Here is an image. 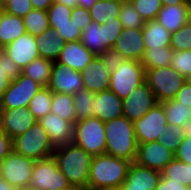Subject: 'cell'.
Masks as SVG:
<instances>
[{
	"label": "cell",
	"mask_w": 191,
	"mask_h": 190,
	"mask_svg": "<svg viewBox=\"0 0 191 190\" xmlns=\"http://www.w3.org/2000/svg\"><path fill=\"white\" fill-rule=\"evenodd\" d=\"M173 99L191 108V83L186 81Z\"/></svg>",
	"instance_id": "obj_51"
},
{
	"label": "cell",
	"mask_w": 191,
	"mask_h": 190,
	"mask_svg": "<svg viewBox=\"0 0 191 190\" xmlns=\"http://www.w3.org/2000/svg\"><path fill=\"white\" fill-rule=\"evenodd\" d=\"M146 83L153 91L157 102L173 99L186 79L171 66L146 69Z\"/></svg>",
	"instance_id": "obj_6"
},
{
	"label": "cell",
	"mask_w": 191,
	"mask_h": 190,
	"mask_svg": "<svg viewBox=\"0 0 191 190\" xmlns=\"http://www.w3.org/2000/svg\"><path fill=\"white\" fill-rule=\"evenodd\" d=\"M189 22H191V6H190V9H189Z\"/></svg>",
	"instance_id": "obj_63"
},
{
	"label": "cell",
	"mask_w": 191,
	"mask_h": 190,
	"mask_svg": "<svg viewBox=\"0 0 191 190\" xmlns=\"http://www.w3.org/2000/svg\"><path fill=\"white\" fill-rule=\"evenodd\" d=\"M63 190H84V189H81V188H77V187H70V188H66V189H63Z\"/></svg>",
	"instance_id": "obj_62"
},
{
	"label": "cell",
	"mask_w": 191,
	"mask_h": 190,
	"mask_svg": "<svg viewBox=\"0 0 191 190\" xmlns=\"http://www.w3.org/2000/svg\"><path fill=\"white\" fill-rule=\"evenodd\" d=\"M103 26L106 28L107 44L112 48L116 40L121 36L123 25L119 18H115V21H108Z\"/></svg>",
	"instance_id": "obj_48"
},
{
	"label": "cell",
	"mask_w": 191,
	"mask_h": 190,
	"mask_svg": "<svg viewBox=\"0 0 191 190\" xmlns=\"http://www.w3.org/2000/svg\"><path fill=\"white\" fill-rule=\"evenodd\" d=\"M54 61L39 57L25 66L21 73L36 81L42 87H47L50 82Z\"/></svg>",
	"instance_id": "obj_29"
},
{
	"label": "cell",
	"mask_w": 191,
	"mask_h": 190,
	"mask_svg": "<svg viewBox=\"0 0 191 190\" xmlns=\"http://www.w3.org/2000/svg\"><path fill=\"white\" fill-rule=\"evenodd\" d=\"M4 54L22 70L35 59L39 58L36 37L30 33L21 35L17 40L5 47Z\"/></svg>",
	"instance_id": "obj_16"
},
{
	"label": "cell",
	"mask_w": 191,
	"mask_h": 190,
	"mask_svg": "<svg viewBox=\"0 0 191 190\" xmlns=\"http://www.w3.org/2000/svg\"><path fill=\"white\" fill-rule=\"evenodd\" d=\"M60 171L73 187L88 190L92 155L73 142L56 147L52 153Z\"/></svg>",
	"instance_id": "obj_1"
},
{
	"label": "cell",
	"mask_w": 191,
	"mask_h": 190,
	"mask_svg": "<svg viewBox=\"0 0 191 190\" xmlns=\"http://www.w3.org/2000/svg\"><path fill=\"white\" fill-rule=\"evenodd\" d=\"M127 60L141 62L145 53L142 28H123L121 36L112 47Z\"/></svg>",
	"instance_id": "obj_18"
},
{
	"label": "cell",
	"mask_w": 191,
	"mask_h": 190,
	"mask_svg": "<svg viewBox=\"0 0 191 190\" xmlns=\"http://www.w3.org/2000/svg\"><path fill=\"white\" fill-rule=\"evenodd\" d=\"M8 2H11V0H0V9H2Z\"/></svg>",
	"instance_id": "obj_59"
},
{
	"label": "cell",
	"mask_w": 191,
	"mask_h": 190,
	"mask_svg": "<svg viewBox=\"0 0 191 190\" xmlns=\"http://www.w3.org/2000/svg\"><path fill=\"white\" fill-rule=\"evenodd\" d=\"M34 164L33 159L12 151L0 161V177L17 190L27 189Z\"/></svg>",
	"instance_id": "obj_9"
},
{
	"label": "cell",
	"mask_w": 191,
	"mask_h": 190,
	"mask_svg": "<svg viewBox=\"0 0 191 190\" xmlns=\"http://www.w3.org/2000/svg\"><path fill=\"white\" fill-rule=\"evenodd\" d=\"M94 58L95 55L78 40L65 43L57 62L82 72Z\"/></svg>",
	"instance_id": "obj_21"
},
{
	"label": "cell",
	"mask_w": 191,
	"mask_h": 190,
	"mask_svg": "<svg viewBox=\"0 0 191 190\" xmlns=\"http://www.w3.org/2000/svg\"><path fill=\"white\" fill-rule=\"evenodd\" d=\"M24 190H37V189H31V188L28 187L27 189H24Z\"/></svg>",
	"instance_id": "obj_65"
},
{
	"label": "cell",
	"mask_w": 191,
	"mask_h": 190,
	"mask_svg": "<svg viewBox=\"0 0 191 190\" xmlns=\"http://www.w3.org/2000/svg\"><path fill=\"white\" fill-rule=\"evenodd\" d=\"M72 187L52 156L35 161L29 188L63 190Z\"/></svg>",
	"instance_id": "obj_8"
},
{
	"label": "cell",
	"mask_w": 191,
	"mask_h": 190,
	"mask_svg": "<svg viewBox=\"0 0 191 190\" xmlns=\"http://www.w3.org/2000/svg\"><path fill=\"white\" fill-rule=\"evenodd\" d=\"M38 122L47 132L50 142L55 148L73 142L74 123L61 119L52 112Z\"/></svg>",
	"instance_id": "obj_19"
},
{
	"label": "cell",
	"mask_w": 191,
	"mask_h": 190,
	"mask_svg": "<svg viewBox=\"0 0 191 190\" xmlns=\"http://www.w3.org/2000/svg\"><path fill=\"white\" fill-rule=\"evenodd\" d=\"M182 135L184 138H191V121L183 126Z\"/></svg>",
	"instance_id": "obj_56"
},
{
	"label": "cell",
	"mask_w": 191,
	"mask_h": 190,
	"mask_svg": "<svg viewBox=\"0 0 191 190\" xmlns=\"http://www.w3.org/2000/svg\"><path fill=\"white\" fill-rule=\"evenodd\" d=\"M191 5H162L156 21L166 30L173 33L189 21V9Z\"/></svg>",
	"instance_id": "obj_23"
},
{
	"label": "cell",
	"mask_w": 191,
	"mask_h": 190,
	"mask_svg": "<svg viewBox=\"0 0 191 190\" xmlns=\"http://www.w3.org/2000/svg\"><path fill=\"white\" fill-rule=\"evenodd\" d=\"M47 88L52 93L74 95L78 91L84 89L81 72L54 61L50 82Z\"/></svg>",
	"instance_id": "obj_13"
},
{
	"label": "cell",
	"mask_w": 191,
	"mask_h": 190,
	"mask_svg": "<svg viewBox=\"0 0 191 190\" xmlns=\"http://www.w3.org/2000/svg\"><path fill=\"white\" fill-rule=\"evenodd\" d=\"M53 1L60 4H64L72 9L77 6V0H53Z\"/></svg>",
	"instance_id": "obj_57"
},
{
	"label": "cell",
	"mask_w": 191,
	"mask_h": 190,
	"mask_svg": "<svg viewBox=\"0 0 191 190\" xmlns=\"http://www.w3.org/2000/svg\"><path fill=\"white\" fill-rule=\"evenodd\" d=\"M123 0H98L89 10L92 21L104 24L108 21H115L120 13Z\"/></svg>",
	"instance_id": "obj_28"
},
{
	"label": "cell",
	"mask_w": 191,
	"mask_h": 190,
	"mask_svg": "<svg viewBox=\"0 0 191 190\" xmlns=\"http://www.w3.org/2000/svg\"><path fill=\"white\" fill-rule=\"evenodd\" d=\"M186 81H188V82L191 83V74H190V76L186 79Z\"/></svg>",
	"instance_id": "obj_64"
},
{
	"label": "cell",
	"mask_w": 191,
	"mask_h": 190,
	"mask_svg": "<svg viewBox=\"0 0 191 190\" xmlns=\"http://www.w3.org/2000/svg\"><path fill=\"white\" fill-rule=\"evenodd\" d=\"M80 41L95 56H99L102 52L111 48L107 44L106 28L103 24L94 21L82 31Z\"/></svg>",
	"instance_id": "obj_24"
},
{
	"label": "cell",
	"mask_w": 191,
	"mask_h": 190,
	"mask_svg": "<svg viewBox=\"0 0 191 190\" xmlns=\"http://www.w3.org/2000/svg\"><path fill=\"white\" fill-rule=\"evenodd\" d=\"M130 163L108 154L94 155L91 160L88 189L121 188Z\"/></svg>",
	"instance_id": "obj_3"
},
{
	"label": "cell",
	"mask_w": 191,
	"mask_h": 190,
	"mask_svg": "<svg viewBox=\"0 0 191 190\" xmlns=\"http://www.w3.org/2000/svg\"><path fill=\"white\" fill-rule=\"evenodd\" d=\"M73 143L92 156L105 154V125L98 117H90L74 123Z\"/></svg>",
	"instance_id": "obj_5"
},
{
	"label": "cell",
	"mask_w": 191,
	"mask_h": 190,
	"mask_svg": "<svg viewBox=\"0 0 191 190\" xmlns=\"http://www.w3.org/2000/svg\"><path fill=\"white\" fill-rule=\"evenodd\" d=\"M174 154L176 159L191 164V138H184Z\"/></svg>",
	"instance_id": "obj_49"
},
{
	"label": "cell",
	"mask_w": 191,
	"mask_h": 190,
	"mask_svg": "<svg viewBox=\"0 0 191 190\" xmlns=\"http://www.w3.org/2000/svg\"><path fill=\"white\" fill-rule=\"evenodd\" d=\"M37 122L29 107L0 109V127L12 139L22 135Z\"/></svg>",
	"instance_id": "obj_14"
},
{
	"label": "cell",
	"mask_w": 191,
	"mask_h": 190,
	"mask_svg": "<svg viewBox=\"0 0 191 190\" xmlns=\"http://www.w3.org/2000/svg\"><path fill=\"white\" fill-rule=\"evenodd\" d=\"M33 9L30 0H11L1 10L7 14L23 18Z\"/></svg>",
	"instance_id": "obj_45"
},
{
	"label": "cell",
	"mask_w": 191,
	"mask_h": 190,
	"mask_svg": "<svg viewBox=\"0 0 191 190\" xmlns=\"http://www.w3.org/2000/svg\"><path fill=\"white\" fill-rule=\"evenodd\" d=\"M161 177V171L131 162L121 190H155Z\"/></svg>",
	"instance_id": "obj_17"
},
{
	"label": "cell",
	"mask_w": 191,
	"mask_h": 190,
	"mask_svg": "<svg viewBox=\"0 0 191 190\" xmlns=\"http://www.w3.org/2000/svg\"><path fill=\"white\" fill-rule=\"evenodd\" d=\"M88 190H121V188H100V189H88Z\"/></svg>",
	"instance_id": "obj_60"
},
{
	"label": "cell",
	"mask_w": 191,
	"mask_h": 190,
	"mask_svg": "<svg viewBox=\"0 0 191 190\" xmlns=\"http://www.w3.org/2000/svg\"><path fill=\"white\" fill-rule=\"evenodd\" d=\"M95 94L87 89H82L73 95L76 121L95 117Z\"/></svg>",
	"instance_id": "obj_32"
},
{
	"label": "cell",
	"mask_w": 191,
	"mask_h": 190,
	"mask_svg": "<svg viewBox=\"0 0 191 190\" xmlns=\"http://www.w3.org/2000/svg\"><path fill=\"white\" fill-rule=\"evenodd\" d=\"M145 77L146 69L141 62L126 59L121 67L111 74L109 90L124 99L145 82Z\"/></svg>",
	"instance_id": "obj_7"
},
{
	"label": "cell",
	"mask_w": 191,
	"mask_h": 190,
	"mask_svg": "<svg viewBox=\"0 0 191 190\" xmlns=\"http://www.w3.org/2000/svg\"><path fill=\"white\" fill-rule=\"evenodd\" d=\"M156 103L155 95L145 81L123 99V116L135 122L143 117Z\"/></svg>",
	"instance_id": "obj_12"
},
{
	"label": "cell",
	"mask_w": 191,
	"mask_h": 190,
	"mask_svg": "<svg viewBox=\"0 0 191 190\" xmlns=\"http://www.w3.org/2000/svg\"><path fill=\"white\" fill-rule=\"evenodd\" d=\"M183 127L178 125H169L167 130L163 133L162 138H158L157 141L162 144L165 148L176 152L184 139L182 135Z\"/></svg>",
	"instance_id": "obj_42"
},
{
	"label": "cell",
	"mask_w": 191,
	"mask_h": 190,
	"mask_svg": "<svg viewBox=\"0 0 191 190\" xmlns=\"http://www.w3.org/2000/svg\"><path fill=\"white\" fill-rule=\"evenodd\" d=\"M106 134L105 154L135 162L138 143L134 123L122 116L104 123Z\"/></svg>",
	"instance_id": "obj_2"
},
{
	"label": "cell",
	"mask_w": 191,
	"mask_h": 190,
	"mask_svg": "<svg viewBox=\"0 0 191 190\" xmlns=\"http://www.w3.org/2000/svg\"><path fill=\"white\" fill-rule=\"evenodd\" d=\"M118 18L120 19L123 28L136 29L143 28L145 21L134 8L130 0H123Z\"/></svg>",
	"instance_id": "obj_38"
},
{
	"label": "cell",
	"mask_w": 191,
	"mask_h": 190,
	"mask_svg": "<svg viewBox=\"0 0 191 190\" xmlns=\"http://www.w3.org/2000/svg\"><path fill=\"white\" fill-rule=\"evenodd\" d=\"M72 94L52 93L51 112L61 119L75 123V107Z\"/></svg>",
	"instance_id": "obj_31"
},
{
	"label": "cell",
	"mask_w": 191,
	"mask_h": 190,
	"mask_svg": "<svg viewBox=\"0 0 191 190\" xmlns=\"http://www.w3.org/2000/svg\"><path fill=\"white\" fill-rule=\"evenodd\" d=\"M5 47L3 46V44L0 41V56L4 53Z\"/></svg>",
	"instance_id": "obj_61"
},
{
	"label": "cell",
	"mask_w": 191,
	"mask_h": 190,
	"mask_svg": "<svg viewBox=\"0 0 191 190\" xmlns=\"http://www.w3.org/2000/svg\"><path fill=\"white\" fill-rule=\"evenodd\" d=\"M170 66L187 79L191 74V50L174 51Z\"/></svg>",
	"instance_id": "obj_43"
},
{
	"label": "cell",
	"mask_w": 191,
	"mask_h": 190,
	"mask_svg": "<svg viewBox=\"0 0 191 190\" xmlns=\"http://www.w3.org/2000/svg\"><path fill=\"white\" fill-rule=\"evenodd\" d=\"M43 87L22 73L12 80L0 98V109L28 107L29 101Z\"/></svg>",
	"instance_id": "obj_11"
},
{
	"label": "cell",
	"mask_w": 191,
	"mask_h": 190,
	"mask_svg": "<svg viewBox=\"0 0 191 190\" xmlns=\"http://www.w3.org/2000/svg\"><path fill=\"white\" fill-rule=\"evenodd\" d=\"M175 158L174 152L158 141L139 143L135 162L138 165L162 171Z\"/></svg>",
	"instance_id": "obj_15"
},
{
	"label": "cell",
	"mask_w": 191,
	"mask_h": 190,
	"mask_svg": "<svg viewBox=\"0 0 191 190\" xmlns=\"http://www.w3.org/2000/svg\"><path fill=\"white\" fill-rule=\"evenodd\" d=\"M13 151V139L0 127V161Z\"/></svg>",
	"instance_id": "obj_50"
},
{
	"label": "cell",
	"mask_w": 191,
	"mask_h": 190,
	"mask_svg": "<svg viewBox=\"0 0 191 190\" xmlns=\"http://www.w3.org/2000/svg\"><path fill=\"white\" fill-rule=\"evenodd\" d=\"M145 49L170 47L172 33L156 20L145 21L142 28Z\"/></svg>",
	"instance_id": "obj_25"
},
{
	"label": "cell",
	"mask_w": 191,
	"mask_h": 190,
	"mask_svg": "<svg viewBox=\"0 0 191 190\" xmlns=\"http://www.w3.org/2000/svg\"><path fill=\"white\" fill-rule=\"evenodd\" d=\"M133 123L138 144L157 141L158 138L163 137V133L169 127L160 102H157L143 117Z\"/></svg>",
	"instance_id": "obj_10"
},
{
	"label": "cell",
	"mask_w": 191,
	"mask_h": 190,
	"mask_svg": "<svg viewBox=\"0 0 191 190\" xmlns=\"http://www.w3.org/2000/svg\"><path fill=\"white\" fill-rule=\"evenodd\" d=\"M23 23L26 33L38 37L49 28L47 11L33 9L23 17Z\"/></svg>",
	"instance_id": "obj_35"
},
{
	"label": "cell",
	"mask_w": 191,
	"mask_h": 190,
	"mask_svg": "<svg viewBox=\"0 0 191 190\" xmlns=\"http://www.w3.org/2000/svg\"><path fill=\"white\" fill-rule=\"evenodd\" d=\"M161 174L164 178L172 179V181L191 187V164L174 158L161 171Z\"/></svg>",
	"instance_id": "obj_33"
},
{
	"label": "cell",
	"mask_w": 191,
	"mask_h": 190,
	"mask_svg": "<svg viewBox=\"0 0 191 190\" xmlns=\"http://www.w3.org/2000/svg\"><path fill=\"white\" fill-rule=\"evenodd\" d=\"M81 75L84 89L94 93L109 90L111 73L99 56H95V58L83 69Z\"/></svg>",
	"instance_id": "obj_20"
},
{
	"label": "cell",
	"mask_w": 191,
	"mask_h": 190,
	"mask_svg": "<svg viewBox=\"0 0 191 190\" xmlns=\"http://www.w3.org/2000/svg\"><path fill=\"white\" fill-rule=\"evenodd\" d=\"M55 147L39 122L13 139V151L34 161L52 156Z\"/></svg>",
	"instance_id": "obj_4"
},
{
	"label": "cell",
	"mask_w": 191,
	"mask_h": 190,
	"mask_svg": "<svg viewBox=\"0 0 191 190\" xmlns=\"http://www.w3.org/2000/svg\"><path fill=\"white\" fill-rule=\"evenodd\" d=\"M34 9L47 11L53 0H30Z\"/></svg>",
	"instance_id": "obj_53"
},
{
	"label": "cell",
	"mask_w": 191,
	"mask_h": 190,
	"mask_svg": "<svg viewBox=\"0 0 191 190\" xmlns=\"http://www.w3.org/2000/svg\"><path fill=\"white\" fill-rule=\"evenodd\" d=\"M51 103L52 92L47 87H43L32 97L29 101L28 107L38 121L51 112Z\"/></svg>",
	"instance_id": "obj_36"
},
{
	"label": "cell",
	"mask_w": 191,
	"mask_h": 190,
	"mask_svg": "<svg viewBox=\"0 0 191 190\" xmlns=\"http://www.w3.org/2000/svg\"><path fill=\"white\" fill-rule=\"evenodd\" d=\"M162 5H191V2L188 0H161Z\"/></svg>",
	"instance_id": "obj_54"
},
{
	"label": "cell",
	"mask_w": 191,
	"mask_h": 190,
	"mask_svg": "<svg viewBox=\"0 0 191 190\" xmlns=\"http://www.w3.org/2000/svg\"><path fill=\"white\" fill-rule=\"evenodd\" d=\"M155 190H189V187L172 181V179L161 177Z\"/></svg>",
	"instance_id": "obj_52"
},
{
	"label": "cell",
	"mask_w": 191,
	"mask_h": 190,
	"mask_svg": "<svg viewBox=\"0 0 191 190\" xmlns=\"http://www.w3.org/2000/svg\"><path fill=\"white\" fill-rule=\"evenodd\" d=\"M26 33L23 18L0 10V41L4 47Z\"/></svg>",
	"instance_id": "obj_26"
},
{
	"label": "cell",
	"mask_w": 191,
	"mask_h": 190,
	"mask_svg": "<svg viewBox=\"0 0 191 190\" xmlns=\"http://www.w3.org/2000/svg\"><path fill=\"white\" fill-rule=\"evenodd\" d=\"M71 20L83 31L92 22L89 10L76 6L72 9Z\"/></svg>",
	"instance_id": "obj_47"
},
{
	"label": "cell",
	"mask_w": 191,
	"mask_h": 190,
	"mask_svg": "<svg viewBox=\"0 0 191 190\" xmlns=\"http://www.w3.org/2000/svg\"><path fill=\"white\" fill-rule=\"evenodd\" d=\"M99 58L102 60L103 64L111 74L120 68L122 63L126 60L119 52L115 51L113 48L102 52L99 55Z\"/></svg>",
	"instance_id": "obj_46"
},
{
	"label": "cell",
	"mask_w": 191,
	"mask_h": 190,
	"mask_svg": "<svg viewBox=\"0 0 191 190\" xmlns=\"http://www.w3.org/2000/svg\"><path fill=\"white\" fill-rule=\"evenodd\" d=\"M122 104L123 99H120L111 90L97 92L94 96L95 117L104 123L122 117Z\"/></svg>",
	"instance_id": "obj_22"
},
{
	"label": "cell",
	"mask_w": 191,
	"mask_h": 190,
	"mask_svg": "<svg viewBox=\"0 0 191 190\" xmlns=\"http://www.w3.org/2000/svg\"><path fill=\"white\" fill-rule=\"evenodd\" d=\"M0 190H17V189L11 186L8 182H6L3 178L0 177Z\"/></svg>",
	"instance_id": "obj_58"
},
{
	"label": "cell",
	"mask_w": 191,
	"mask_h": 190,
	"mask_svg": "<svg viewBox=\"0 0 191 190\" xmlns=\"http://www.w3.org/2000/svg\"><path fill=\"white\" fill-rule=\"evenodd\" d=\"M163 105L167 124L183 127L190 121V108L175 99L160 102Z\"/></svg>",
	"instance_id": "obj_30"
},
{
	"label": "cell",
	"mask_w": 191,
	"mask_h": 190,
	"mask_svg": "<svg viewBox=\"0 0 191 190\" xmlns=\"http://www.w3.org/2000/svg\"><path fill=\"white\" fill-rule=\"evenodd\" d=\"M36 43L39 56L52 61H57L65 45V42L50 27L42 35L36 37Z\"/></svg>",
	"instance_id": "obj_27"
},
{
	"label": "cell",
	"mask_w": 191,
	"mask_h": 190,
	"mask_svg": "<svg viewBox=\"0 0 191 190\" xmlns=\"http://www.w3.org/2000/svg\"><path fill=\"white\" fill-rule=\"evenodd\" d=\"M21 69L4 53L0 56V98L12 80L20 74Z\"/></svg>",
	"instance_id": "obj_37"
},
{
	"label": "cell",
	"mask_w": 191,
	"mask_h": 190,
	"mask_svg": "<svg viewBox=\"0 0 191 190\" xmlns=\"http://www.w3.org/2000/svg\"><path fill=\"white\" fill-rule=\"evenodd\" d=\"M98 0H77V6L90 10Z\"/></svg>",
	"instance_id": "obj_55"
},
{
	"label": "cell",
	"mask_w": 191,
	"mask_h": 190,
	"mask_svg": "<svg viewBox=\"0 0 191 190\" xmlns=\"http://www.w3.org/2000/svg\"><path fill=\"white\" fill-rule=\"evenodd\" d=\"M49 27L52 28L65 43L78 41L81 38L82 31L72 20L64 25H49Z\"/></svg>",
	"instance_id": "obj_44"
},
{
	"label": "cell",
	"mask_w": 191,
	"mask_h": 190,
	"mask_svg": "<svg viewBox=\"0 0 191 190\" xmlns=\"http://www.w3.org/2000/svg\"><path fill=\"white\" fill-rule=\"evenodd\" d=\"M72 8L54 2L47 10L49 25H64L71 20Z\"/></svg>",
	"instance_id": "obj_41"
},
{
	"label": "cell",
	"mask_w": 191,
	"mask_h": 190,
	"mask_svg": "<svg viewBox=\"0 0 191 190\" xmlns=\"http://www.w3.org/2000/svg\"><path fill=\"white\" fill-rule=\"evenodd\" d=\"M173 50L170 47H159L145 50L141 64L145 69H156L170 66Z\"/></svg>",
	"instance_id": "obj_34"
},
{
	"label": "cell",
	"mask_w": 191,
	"mask_h": 190,
	"mask_svg": "<svg viewBox=\"0 0 191 190\" xmlns=\"http://www.w3.org/2000/svg\"><path fill=\"white\" fill-rule=\"evenodd\" d=\"M144 21L156 20L160 9L161 0H130Z\"/></svg>",
	"instance_id": "obj_40"
},
{
	"label": "cell",
	"mask_w": 191,
	"mask_h": 190,
	"mask_svg": "<svg viewBox=\"0 0 191 190\" xmlns=\"http://www.w3.org/2000/svg\"><path fill=\"white\" fill-rule=\"evenodd\" d=\"M170 48L173 51L191 50V22H187L176 32L172 33Z\"/></svg>",
	"instance_id": "obj_39"
}]
</instances>
